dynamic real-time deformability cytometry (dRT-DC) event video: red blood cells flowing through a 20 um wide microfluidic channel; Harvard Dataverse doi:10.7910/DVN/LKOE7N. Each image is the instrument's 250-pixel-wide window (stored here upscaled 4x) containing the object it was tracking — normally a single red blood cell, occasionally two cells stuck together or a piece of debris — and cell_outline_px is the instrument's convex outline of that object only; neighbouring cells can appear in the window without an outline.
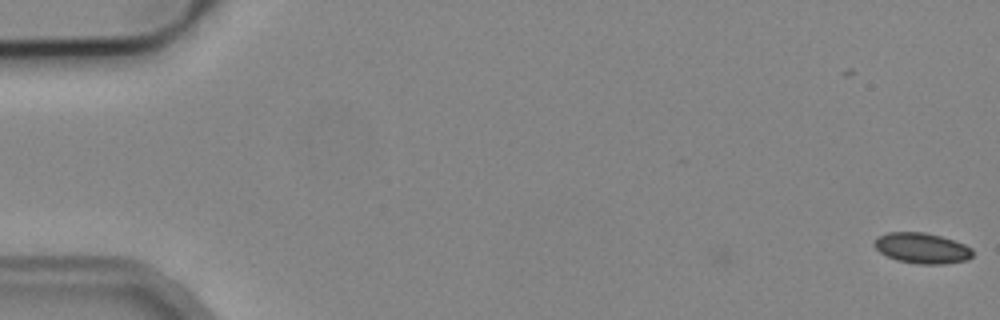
{"species": "common noctule bat (a hibernating species)", "species_latin": "Nyctalus noctula", "temperature_condition": "cold", "stored_images_in_passage": 2, "camera_frame_rate_fps": 3000, "um_per_image_px": 0.085, "animal": {"sex": "male", "body_mass_g": 19.2, "forearm_length_mm": 51.8}, "frame": {"image": 1, "passage_image": 2, "time_ms": 1.333, "image_size_px": [1000, 320], "cell_outline_px": [[972, 256], [968, 260], [944, 264], [916, 264], [896, 260], [880, 252], [872, 244], [876, 236], [888, 232], [924, 232], [940, 236], [964, 244], [972, 248]], "centroid_in_image_um": [78.34, 21.09], "position_along_channel_um": 6.7, "area_um2": 17.63}}